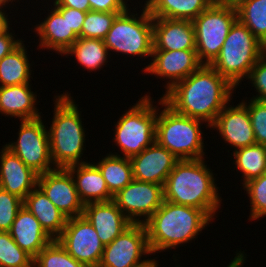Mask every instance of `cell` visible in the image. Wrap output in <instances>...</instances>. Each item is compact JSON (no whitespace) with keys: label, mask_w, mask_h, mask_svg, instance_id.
Returning <instances> with one entry per match:
<instances>
[{"label":"cell","mask_w":266,"mask_h":267,"mask_svg":"<svg viewBox=\"0 0 266 267\" xmlns=\"http://www.w3.org/2000/svg\"><path fill=\"white\" fill-rule=\"evenodd\" d=\"M152 17L193 21L214 0H146Z\"/></svg>","instance_id":"26"},{"label":"cell","mask_w":266,"mask_h":267,"mask_svg":"<svg viewBox=\"0 0 266 267\" xmlns=\"http://www.w3.org/2000/svg\"><path fill=\"white\" fill-rule=\"evenodd\" d=\"M234 89L214 68L202 65L161 97L175 112L207 122L206 128H210L231 102Z\"/></svg>","instance_id":"1"},{"label":"cell","mask_w":266,"mask_h":267,"mask_svg":"<svg viewBox=\"0 0 266 267\" xmlns=\"http://www.w3.org/2000/svg\"><path fill=\"white\" fill-rule=\"evenodd\" d=\"M10 31L11 30L0 34V60L14 50L23 41L21 38L16 39L14 36L17 37V35H14L15 33Z\"/></svg>","instance_id":"40"},{"label":"cell","mask_w":266,"mask_h":267,"mask_svg":"<svg viewBox=\"0 0 266 267\" xmlns=\"http://www.w3.org/2000/svg\"><path fill=\"white\" fill-rule=\"evenodd\" d=\"M129 0H89L90 10L99 12H117L123 13L128 9Z\"/></svg>","instance_id":"39"},{"label":"cell","mask_w":266,"mask_h":267,"mask_svg":"<svg viewBox=\"0 0 266 267\" xmlns=\"http://www.w3.org/2000/svg\"><path fill=\"white\" fill-rule=\"evenodd\" d=\"M37 92L31 91L30 83L0 86V113L21 120L40 118L37 108Z\"/></svg>","instance_id":"23"},{"label":"cell","mask_w":266,"mask_h":267,"mask_svg":"<svg viewBox=\"0 0 266 267\" xmlns=\"http://www.w3.org/2000/svg\"><path fill=\"white\" fill-rule=\"evenodd\" d=\"M237 9V18L266 47V0H247Z\"/></svg>","instance_id":"31"},{"label":"cell","mask_w":266,"mask_h":267,"mask_svg":"<svg viewBox=\"0 0 266 267\" xmlns=\"http://www.w3.org/2000/svg\"><path fill=\"white\" fill-rule=\"evenodd\" d=\"M37 186L67 218L83 214L74 179L67 168H55L38 175Z\"/></svg>","instance_id":"15"},{"label":"cell","mask_w":266,"mask_h":267,"mask_svg":"<svg viewBox=\"0 0 266 267\" xmlns=\"http://www.w3.org/2000/svg\"><path fill=\"white\" fill-rule=\"evenodd\" d=\"M133 179L163 185L179 161L156 141L141 153L130 158Z\"/></svg>","instance_id":"17"},{"label":"cell","mask_w":266,"mask_h":267,"mask_svg":"<svg viewBox=\"0 0 266 267\" xmlns=\"http://www.w3.org/2000/svg\"><path fill=\"white\" fill-rule=\"evenodd\" d=\"M241 102L248 109L256 143L266 146V101L251 98Z\"/></svg>","instance_id":"36"},{"label":"cell","mask_w":266,"mask_h":267,"mask_svg":"<svg viewBox=\"0 0 266 267\" xmlns=\"http://www.w3.org/2000/svg\"><path fill=\"white\" fill-rule=\"evenodd\" d=\"M67 169L74 179L78 196L84 205L113 200L102 173L93 162L86 161L69 166Z\"/></svg>","instance_id":"24"},{"label":"cell","mask_w":266,"mask_h":267,"mask_svg":"<svg viewBox=\"0 0 266 267\" xmlns=\"http://www.w3.org/2000/svg\"><path fill=\"white\" fill-rule=\"evenodd\" d=\"M8 7L0 6V34L8 32L12 27H10L11 22L10 17L8 18L9 13L7 14V10L4 11Z\"/></svg>","instance_id":"43"},{"label":"cell","mask_w":266,"mask_h":267,"mask_svg":"<svg viewBox=\"0 0 266 267\" xmlns=\"http://www.w3.org/2000/svg\"><path fill=\"white\" fill-rule=\"evenodd\" d=\"M206 162L205 158L179 160L163 186L164 200L201 209L214 220L222 198L214 177L216 173Z\"/></svg>","instance_id":"2"},{"label":"cell","mask_w":266,"mask_h":267,"mask_svg":"<svg viewBox=\"0 0 266 267\" xmlns=\"http://www.w3.org/2000/svg\"><path fill=\"white\" fill-rule=\"evenodd\" d=\"M33 260L14 242L9 232L0 231V267H33Z\"/></svg>","instance_id":"33"},{"label":"cell","mask_w":266,"mask_h":267,"mask_svg":"<svg viewBox=\"0 0 266 267\" xmlns=\"http://www.w3.org/2000/svg\"><path fill=\"white\" fill-rule=\"evenodd\" d=\"M113 201L132 223L143 224L162 205L163 185L133 179L113 196Z\"/></svg>","instance_id":"13"},{"label":"cell","mask_w":266,"mask_h":267,"mask_svg":"<svg viewBox=\"0 0 266 267\" xmlns=\"http://www.w3.org/2000/svg\"><path fill=\"white\" fill-rule=\"evenodd\" d=\"M41 118L21 120L17 140L5 144L38 174L55 169L50 156L48 126Z\"/></svg>","instance_id":"10"},{"label":"cell","mask_w":266,"mask_h":267,"mask_svg":"<svg viewBox=\"0 0 266 267\" xmlns=\"http://www.w3.org/2000/svg\"><path fill=\"white\" fill-rule=\"evenodd\" d=\"M154 258V259H153ZM150 258L149 261H147L145 264L139 266V267H159V262L155 259L157 257Z\"/></svg>","instance_id":"46"},{"label":"cell","mask_w":266,"mask_h":267,"mask_svg":"<svg viewBox=\"0 0 266 267\" xmlns=\"http://www.w3.org/2000/svg\"><path fill=\"white\" fill-rule=\"evenodd\" d=\"M153 50H196L192 21L153 17Z\"/></svg>","instance_id":"21"},{"label":"cell","mask_w":266,"mask_h":267,"mask_svg":"<svg viewBox=\"0 0 266 267\" xmlns=\"http://www.w3.org/2000/svg\"><path fill=\"white\" fill-rule=\"evenodd\" d=\"M246 253L244 251H239L236 253V256L231 260L229 265L227 267H243L244 263L246 262ZM180 265H176V267H179ZM181 267V266H180Z\"/></svg>","instance_id":"44"},{"label":"cell","mask_w":266,"mask_h":267,"mask_svg":"<svg viewBox=\"0 0 266 267\" xmlns=\"http://www.w3.org/2000/svg\"><path fill=\"white\" fill-rule=\"evenodd\" d=\"M246 80H249L251 86L258 92L252 98L266 101V53L252 67Z\"/></svg>","instance_id":"38"},{"label":"cell","mask_w":266,"mask_h":267,"mask_svg":"<svg viewBox=\"0 0 266 267\" xmlns=\"http://www.w3.org/2000/svg\"><path fill=\"white\" fill-rule=\"evenodd\" d=\"M19 2V0H0V6H4V7H7L8 6V4H9V2L11 3V4H9V6L10 5H12V2Z\"/></svg>","instance_id":"47"},{"label":"cell","mask_w":266,"mask_h":267,"mask_svg":"<svg viewBox=\"0 0 266 267\" xmlns=\"http://www.w3.org/2000/svg\"><path fill=\"white\" fill-rule=\"evenodd\" d=\"M245 1L247 0H214V3L221 6L238 8Z\"/></svg>","instance_id":"45"},{"label":"cell","mask_w":266,"mask_h":267,"mask_svg":"<svg viewBox=\"0 0 266 267\" xmlns=\"http://www.w3.org/2000/svg\"><path fill=\"white\" fill-rule=\"evenodd\" d=\"M33 267H86L74 259L65 248L53 239L34 258Z\"/></svg>","instance_id":"32"},{"label":"cell","mask_w":266,"mask_h":267,"mask_svg":"<svg viewBox=\"0 0 266 267\" xmlns=\"http://www.w3.org/2000/svg\"><path fill=\"white\" fill-rule=\"evenodd\" d=\"M237 9L212 3L193 21L196 51L203 65H210L219 55L233 23Z\"/></svg>","instance_id":"9"},{"label":"cell","mask_w":266,"mask_h":267,"mask_svg":"<svg viewBox=\"0 0 266 267\" xmlns=\"http://www.w3.org/2000/svg\"><path fill=\"white\" fill-rule=\"evenodd\" d=\"M157 108L156 142L170 151L178 160H194L205 157L204 121L181 115L162 99Z\"/></svg>","instance_id":"5"},{"label":"cell","mask_w":266,"mask_h":267,"mask_svg":"<svg viewBox=\"0 0 266 267\" xmlns=\"http://www.w3.org/2000/svg\"><path fill=\"white\" fill-rule=\"evenodd\" d=\"M82 215L93 225L104 246L132 224L113 200L85 204Z\"/></svg>","instance_id":"20"},{"label":"cell","mask_w":266,"mask_h":267,"mask_svg":"<svg viewBox=\"0 0 266 267\" xmlns=\"http://www.w3.org/2000/svg\"><path fill=\"white\" fill-rule=\"evenodd\" d=\"M230 104L217 115L210 129H216L225 144L235 151L255 144L256 140L247 107L242 102L235 106Z\"/></svg>","instance_id":"16"},{"label":"cell","mask_w":266,"mask_h":267,"mask_svg":"<svg viewBox=\"0 0 266 267\" xmlns=\"http://www.w3.org/2000/svg\"><path fill=\"white\" fill-rule=\"evenodd\" d=\"M93 162L100 170L109 192L114 196L133 180V171L130 158L118 153H107L105 157Z\"/></svg>","instance_id":"29"},{"label":"cell","mask_w":266,"mask_h":267,"mask_svg":"<svg viewBox=\"0 0 266 267\" xmlns=\"http://www.w3.org/2000/svg\"><path fill=\"white\" fill-rule=\"evenodd\" d=\"M149 249L144 224L132 223L105 246L98 267H139L149 261ZM146 257L147 259H143Z\"/></svg>","instance_id":"11"},{"label":"cell","mask_w":266,"mask_h":267,"mask_svg":"<svg viewBox=\"0 0 266 267\" xmlns=\"http://www.w3.org/2000/svg\"><path fill=\"white\" fill-rule=\"evenodd\" d=\"M202 65L196 50H153L150 63L142 69L146 75L149 73L156 78L168 80L164 87L166 93Z\"/></svg>","instance_id":"14"},{"label":"cell","mask_w":266,"mask_h":267,"mask_svg":"<svg viewBox=\"0 0 266 267\" xmlns=\"http://www.w3.org/2000/svg\"><path fill=\"white\" fill-rule=\"evenodd\" d=\"M85 17H86V12L67 7V21L69 23V27L78 37L81 34Z\"/></svg>","instance_id":"41"},{"label":"cell","mask_w":266,"mask_h":267,"mask_svg":"<svg viewBox=\"0 0 266 267\" xmlns=\"http://www.w3.org/2000/svg\"><path fill=\"white\" fill-rule=\"evenodd\" d=\"M141 14L127 9L118 14L114 19L110 30L104 38V43L108 48L109 55L114 52L128 55L132 58L138 56L139 59L152 57L154 48L153 42V17L146 5L142 7Z\"/></svg>","instance_id":"7"},{"label":"cell","mask_w":266,"mask_h":267,"mask_svg":"<svg viewBox=\"0 0 266 267\" xmlns=\"http://www.w3.org/2000/svg\"><path fill=\"white\" fill-rule=\"evenodd\" d=\"M265 53L266 47L237 19L233 23L219 55L210 66L235 88H238Z\"/></svg>","instance_id":"6"},{"label":"cell","mask_w":266,"mask_h":267,"mask_svg":"<svg viewBox=\"0 0 266 267\" xmlns=\"http://www.w3.org/2000/svg\"><path fill=\"white\" fill-rule=\"evenodd\" d=\"M49 10L44 21L34 27L39 37V48L48 49L58 55H63L79 38L69 27L67 21V7H53Z\"/></svg>","instance_id":"18"},{"label":"cell","mask_w":266,"mask_h":267,"mask_svg":"<svg viewBox=\"0 0 266 267\" xmlns=\"http://www.w3.org/2000/svg\"><path fill=\"white\" fill-rule=\"evenodd\" d=\"M53 7H68L78 9L79 11H90L89 0H56L53 1Z\"/></svg>","instance_id":"42"},{"label":"cell","mask_w":266,"mask_h":267,"mask_svg":"<svg viewBox=\"0 0 266 267\" xmlns=\"http://www.w3.org/2000/svg\"><path fill=\"white\" fill-rule=\"evenodd\" d=\"M233 153V154H232ZM234 157L232 164L235 165L236 171L241 172L242 186L249 180L260 177L266 173V146L253 144L244 148L233 151Z\"/></svg>","instance_id":"30"},{"label":"cell","mask_w":266,"mask_h":267,"mask_svg":"<svg viewBox=\"0 0 266 267\" xmlns=\"http://www.w3.org/2000/svg\"><path fill=\"white\" fill-rule=\"evenodd\" d=\"M117 12L88 11L83 22L80 38H93L104 40Z\"/></svg>","instance_id":"34"},{"label":"cell","mask_w":266,"mask_h":267,"mask_svg":"<svg viewBox=\"0 0 266 267\" xmlns=\"http://www.w3.org/2000/svg\"><path fill=\"white\" fill-rule=\"evenodd\" d=\"M250 199V215L248 220H260L266 217V173L249 180L243 188Z\"/></svg>","instance_id":"35"},{"label":"cell","mask_w":266,"mask_h":267,"mask_svg":"<svg viewBox=\"0 0 266 267\" xmlns=\"http://www.w3.org/2000/svg\"><path fill=\"white\" fill-rule=\"evenodd\" d=\"M109 51L106 47L104 40L93 38H78L73 45L63 54L67 56H74L77 63L82 65L84 69L91 71H98L107 65ZM67 55V56H66ZM108 55V56H107Z\"/></svg>","instance_id":"28"},{"label":"cell","mask_w":266,"mask_h":267,"mask_svg":"<svg viewBox=\"0 0 266 267\" xmlns=\"http://www.w3.org/2000/svg\"><path fill=\"white\" fill-rule=\"evenodd\" d=\"M54 98L53 119L48 128L52 163L55 168L86 163L81 159L86 150V131L79 105L73 100L71 93L66 91Z\"/></svg>","instance_id":"4"},{"label":"cell","mask_w":266,"mask_h":267,"mask_svg":"<svg viewBox=\"0 0 266 267\" xmlns=\"http://www.w3.org/2000/svg\"><path fill=\"white\" fill-rule=\"evenodd\" d=\"M23 206V200L0 188V231L8 232Z\"/></svg>","instance_id":"37"},{"label":"cell","mask_w":266,"mask_h":267,"mask_svg":"<svg viewBox=\"0 0 266 267\" xmlns=\"http://www.w3.org/2000/svg\"><path fill=\"white\" fill-rule=\"evenodd\" d=\"M8 232L14 242L33 259L53 240L24 206L19 209Z\"/></svg>","instance_id":"22"},{"label":"cell","mask_w":266,"mask_h":267,"mask_svg":"<svg viewBox=\"0 0 266 267\" xmlns=\"http://www.w3.org/2000/svg\"><path fill=\"white\" fill-rule=\"evenodd\" d=\"M23 206L35 216L52 239H57L62 234L68 218L38 186L24 198Z\"/></svg>","instance_id":"25"},{"label":"cell","mask_w":266,"mask_h":267,"mask_svg":"<svg viewBox=\"0 0 266 267\" xmlns=\"http://www.w3.org/2000/svg\"><path fill=\"white\" fill-rule=\"evenodd\" d=\"M27 48L22 41L0 60V86H12L31 82V66Z\"/></svg>","instance_id":"27"},{"label":"cell","mask_w":266,"mask_h":267,"mask_svg":"<svg viewBox=\"0 0 266 267\" xmlns=\"http://www.w3.org/2000/svg\"><path fill=\"white\" fill-rule=\"evenodd\" d=\"M65 250L86 267H98L105 248L93 225L83 216L68 218L57 238Z\"/></svg>","instance_id":"12"},{"label":"cell","mask_w":266,"mask_h":267,"mask_svg":"<svg viewBox=\"0 0 266 267\" xmlns=\"http://www.w3.org/2000/svg\"><path fill=\"white\" fill-rule=\"evenodd\" d=\"M213 220L201 209L166 200L144 222L151 254L155 255L192 242ZM178 246V247H177Z\"/></svg>","instance_id":"3"},{"label":"cell","mask_w":266,"mask_h":267,"mask_svg":"<svg viewBox=\"0 0 266 267\" xmlns=\"http://www.w3.org/2000/svg\"><path fill=\"white\" fill-rule=\"evenodd\" d=\"M147 93L114 124V144L121 150L123 157L131 158L141 153L156 141L157 106Z\"/></svg>","instance_id":"8"},{"label":"cell","mask_w":266,"mask_h":267,"mask_svg":"<svg viewBox=\"0 0 266 267\" xmlns=\"http://www.w3.org/2000/svg\"><path fill=\"white\" fill-rule=\"evenodd\" d=\"M0 150V188L24 200L37 186L39 174L5 145Z\"/></svg>","instance_id":"19"}]
</instances>
